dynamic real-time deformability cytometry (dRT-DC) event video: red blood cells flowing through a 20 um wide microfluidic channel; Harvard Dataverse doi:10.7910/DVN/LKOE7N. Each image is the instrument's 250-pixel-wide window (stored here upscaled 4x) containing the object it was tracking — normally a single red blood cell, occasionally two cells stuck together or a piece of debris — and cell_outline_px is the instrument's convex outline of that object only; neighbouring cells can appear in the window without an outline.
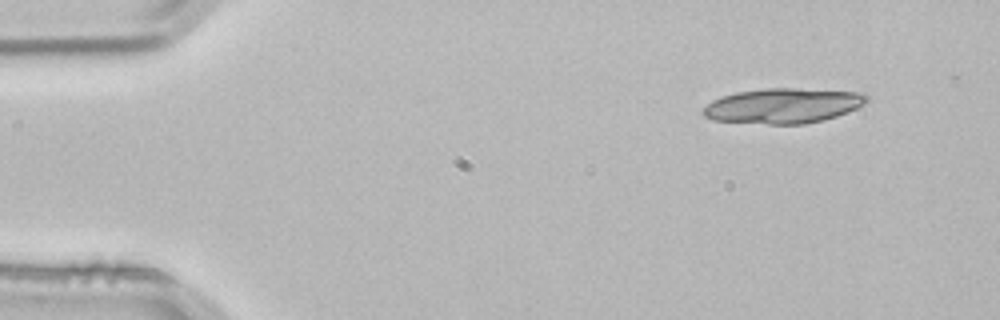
{"species": "common noctule bat (a hibernating species)", "species_latin": "Nyctalus noctula", "temperature_condition": "room temperature", "stored_images_in_passage": 3, "camera_frame_rate_fps": 3000, "um_per_image_px": 0.085, "animal": {"sex": "male", "body_mass_g": 21.5, "forearm_length_mm": 52.0}, "frame": {"image": 1, "passage_image": 1, "time_ms": 0.0, "image_size_px": [1000, 320], "cell_outline_px": [[868, 100], [864, 104], [848, 112], [824, 120], [804, 124], [768, 124], [712, 120], [704, 116], [700, 112], [712, 100], [736, 92], [764, 88], [796, 88], [864, 92], [868, 96]], "centroid_in_image_um": [66.58, 8.98], "position_along_channel_um": 18.4, "area_um2": 33.58}}